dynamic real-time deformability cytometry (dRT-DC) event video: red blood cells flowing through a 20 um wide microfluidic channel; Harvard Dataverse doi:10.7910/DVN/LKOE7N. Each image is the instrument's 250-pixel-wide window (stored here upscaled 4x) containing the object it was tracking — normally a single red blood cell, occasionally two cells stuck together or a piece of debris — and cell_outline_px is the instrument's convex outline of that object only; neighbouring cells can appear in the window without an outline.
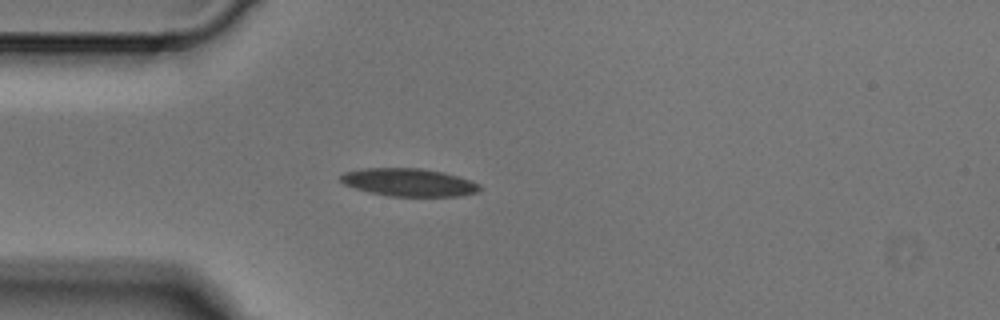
{"species": "Egyptian fruit bat (a non-hibernating species)", "species_latin": "Rousettus aegyptiacus", "temperature_condition": "cold", "stored_images_in_passage": 4, "camera_frame_rate_fps": 3000, "um_per_image_px": 0.085, "animal": {"sex": "male"}, "frame": {"image": 1, "passage_image": 4, "time_ms": 1.0, "image_size_px": [1000, 320], "cell_outline_px": [[484, 188], [480, 192], [460, 196], [388, 196], [368, 192], [344, 184], [340, 180], [340, 176], [344, 172], [360, 168], [420, 168], [444, 172], [472, 180], [480, 184]], "centroid_in_image_um": [34.8, 15.5], "position_along_channel_um": 50.2, "area_um2": 22.89}}